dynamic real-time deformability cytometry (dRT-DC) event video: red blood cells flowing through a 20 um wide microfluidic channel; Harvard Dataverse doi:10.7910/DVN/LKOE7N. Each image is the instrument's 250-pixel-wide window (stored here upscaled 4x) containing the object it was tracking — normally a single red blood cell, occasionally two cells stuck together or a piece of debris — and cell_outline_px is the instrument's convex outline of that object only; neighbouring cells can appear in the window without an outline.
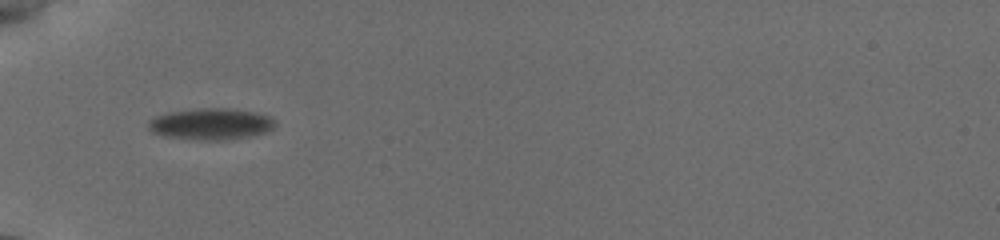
{"species": "common noctule bat (a hibernating species)", "species_latin": "Nyctalus noctula", "temperature_condition": "cold", "stored_images_in_passage": 30, "camera_frame_rate_fps": 3000, "um_per_image_px": 0.085, "animal": {"sex": "female", "body_mass_g": 19.5, "forearm_length_mm": 54.1}, "frame": {"image": 1, "passage_image": 1, "time_ms": 0.0, "image_size_px": [1000, 240], "cell_outline_px": [[272, 128], [264, 132], [248, 136], [220, 140], [200, 140], [168, 136], [156, 132], [148, 128], [148, 124], [156, 116], [168, 112], [204, 108], [220, 108], [248, 112], [268, 116], [272, 120]], "centroid_in_image_um": [17.87, 10.54], "position_along_channel_um": 67.1, "area_um2": 22.14}}
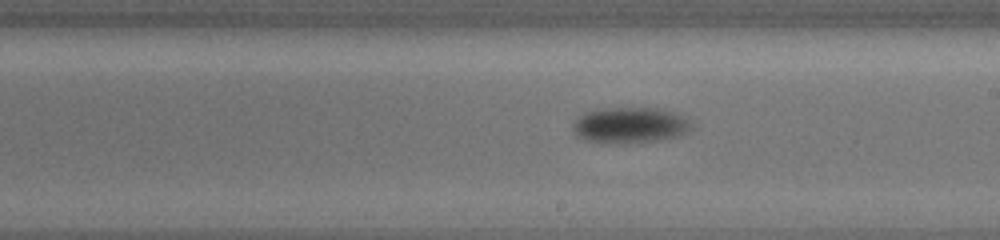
{"frame": {"image": 2, "passage_image": 18, "time_ms": 4.667, "image_size_px": [1000, 240], "cell_outline_px": [[688, 128], [684, 132], [676, 136], [660, 140], [624, 144], [588, 140], [580, 136], [576, 132], [576, 120], [584, 112], [600, 108], [656, 108], [668, 112], [684, 120], [688, 124]], "centroid_in_image_um": [53.47, 10.64], "position_along_channel_um": 235.5, "area_um2": 23.58}}
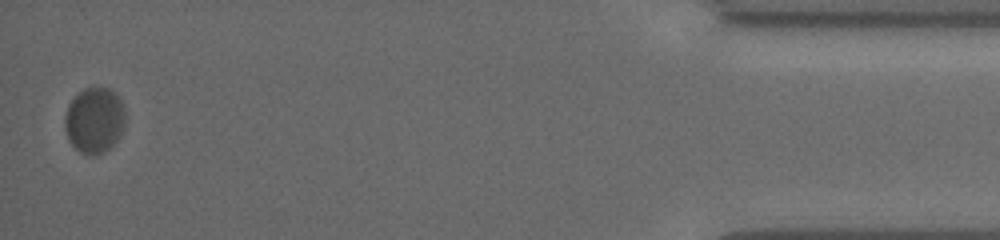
{"frame": {"image": 3, "passage_image": 30, "time_ms": 11.667, "image_size_px": [1000, 240], "cell_outline_px": [[124, 120], [120, 132], [116, 140], [108, 148], [100, 152], [88, 156], [80, 152], [68, 140], [64, 128], [64, 116], [68, 104], [84, 88], [108, 88], [120, 100], [124, 112]], "centroid_in_image_um": [7.97, 10.22], "position_along_channel_um": 427.2, "area_um2": 22.6}, "authors_computed_cell_mechanics": {"area_um2": 22.8599, "velocity_mm_per_s": 3.7472, "shape_relaxation_time_tau1_ms": 2.072, "shape_relaxation_time_tau2_ms": null, "deformation_change_tau1": 0.0823, "deformation_change_tau2": null}}